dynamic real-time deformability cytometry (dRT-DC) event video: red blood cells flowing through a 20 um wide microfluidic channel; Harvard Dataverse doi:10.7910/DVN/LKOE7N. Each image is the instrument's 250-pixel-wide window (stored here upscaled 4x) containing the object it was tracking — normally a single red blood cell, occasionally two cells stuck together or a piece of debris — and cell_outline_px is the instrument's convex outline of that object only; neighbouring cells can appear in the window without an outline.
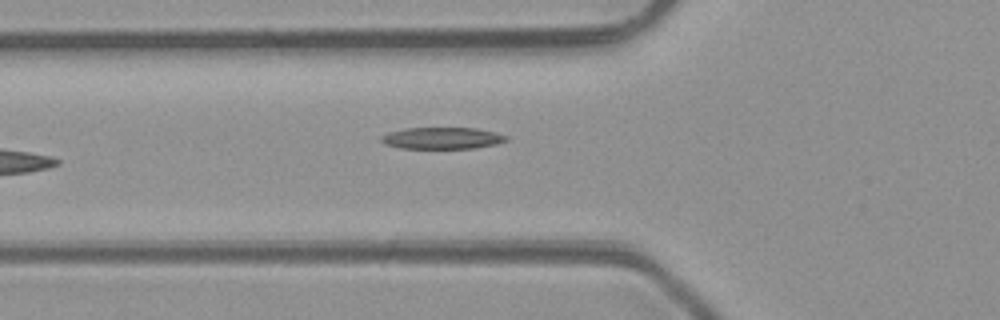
{"species": "common noctule bat (a hibernating species)", "species_latin": "Nyctalus noctula", "temperature_condition": "room temperature", "stored_images_in_passage": 5, "camera_frame_rate_fps": 3000, "um_per_image_px": 0.085, "animal": {"sex": "male", "body_mass_g": 23.1, "forearm_length_mm": 52.7}, "frame": {"image": 1, "passage_image": 5, "time_ms": 5.667, "image_size_px": [1000, 320], "cell_outline_px": [[508, 140], [496, 144], [472, 148], [400, 148], [384, 144], [380, 140], [380, 136], [388, 132], [404, 128], [476, 128], [496, 132], [508, 136]], "centroid_in_image_um": [37.56, 11.73], "position_along_channel_um": 88.2, "area_um2": 15.84}}